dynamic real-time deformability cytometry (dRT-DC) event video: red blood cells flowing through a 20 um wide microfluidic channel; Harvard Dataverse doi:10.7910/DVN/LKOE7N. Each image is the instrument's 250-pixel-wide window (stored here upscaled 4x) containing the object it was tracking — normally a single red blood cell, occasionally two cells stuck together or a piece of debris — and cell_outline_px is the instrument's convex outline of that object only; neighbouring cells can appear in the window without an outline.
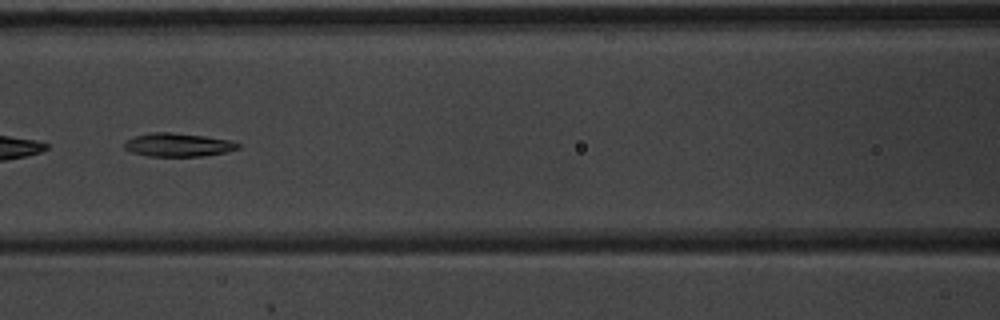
{"species": "common noctule bat (a hibernating species)", "species_latin": "Nyctalus noctula", "temperature_condition": "warm", "stored_images_in_passage": 8, "camera_frame_rate_fps": 3000, "um_per_image_px": 0.085, "animal": {"sex": "male", "body_mass_g": 20.1, "forearm_length_mm": 53.5}, "frame": {"image": 1, "passage_image": 6, "time_ms": 1.667, "image_size_px": [1000, 320], "cell_outline_px": [[240, 148], [228, 152], [204, 156], [148, 156], [132, 152], [124, 148], [124, 140], [136, 136], [152, 132], [172, 132], [204, 136], [232, 140], [240, 144]], "centroid_in_image_um": [15.16, 12.31], "position_along_channel_um": 151.4, "area_um2": 15.66}}
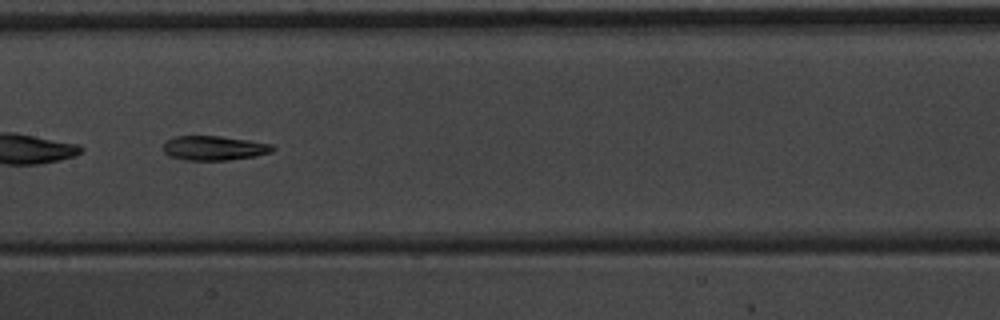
{"frame": {"image": 2, "passage_image": 7, "time_ms": 2.0, "image_size_px": [1000, 320], "cell_outline_px": [[276, 148], [272, 152], [256, 156], [228, 160], [184, 160], [168, 156], [164, 152], [164, 144], [168, 140], [176, 136], [220, 136], [248, 140], [272, 144]], "centroid_in_image_um": [18.22, 12.59], "position_along_channel_um": 189.2, "area_um2": 15.61}}
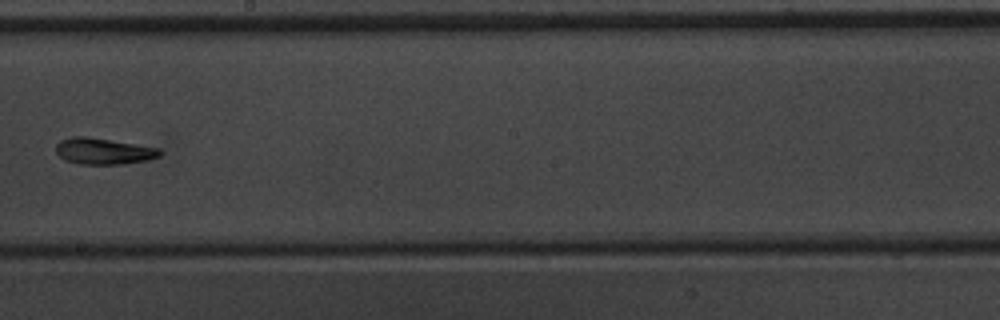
{"frame": {"image": 3, "passage_image": 8, "time_ms": 2.333, "image_size_px": [1000, 320], "cell_outline_px": [[164, 152], [160, 156], [148, 160], [124, 164], [80, 164], [64, 160], [56, 152], [56, 144], [60, 140], [72, 136], [88, 136], [160, 148]], "centroid_in_image_um": [8.82, 12.85], "position_along_channel_um": 239.4, "area_um2": 16.13}}